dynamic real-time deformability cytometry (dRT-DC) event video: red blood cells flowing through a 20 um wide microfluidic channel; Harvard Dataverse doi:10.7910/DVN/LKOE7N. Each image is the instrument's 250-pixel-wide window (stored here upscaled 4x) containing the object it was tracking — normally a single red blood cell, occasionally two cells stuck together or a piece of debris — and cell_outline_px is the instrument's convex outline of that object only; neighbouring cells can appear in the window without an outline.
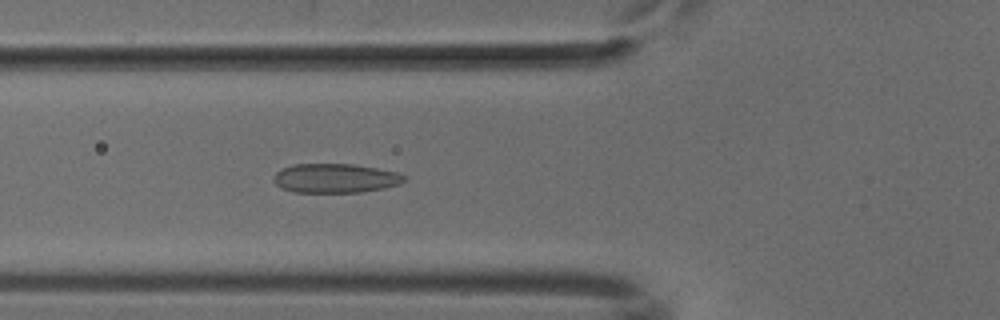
{"species": "common noctule bat (a hibernating species)", "species_latin": "Nyctalus noctula", "temperature_condition": "cold", "stored_images_in_passage": 40, "camera_frame_rate_fps": 3000, "um_per_image_px": 0.085, "animal": {"sex": "male", "body_mass_g": 18.8}, "frame": {"image": 1, "passage_image": 12, "time_ms": 3.667, "image_size_px": [1000, 320], "cell_outline_px": [[408, 180], [400, 184], [384, 188], [360, 192], [292, 192], [276, 184], [272, 180], [272, 176], [280, 168], [292, 164], [352, 164], [376, 168], [396, 172], [404, 176]], "centroid_in_image_um": [28.47, 15.14], "position_along_channel_um": 97.3, "area_um2": 22.31}}
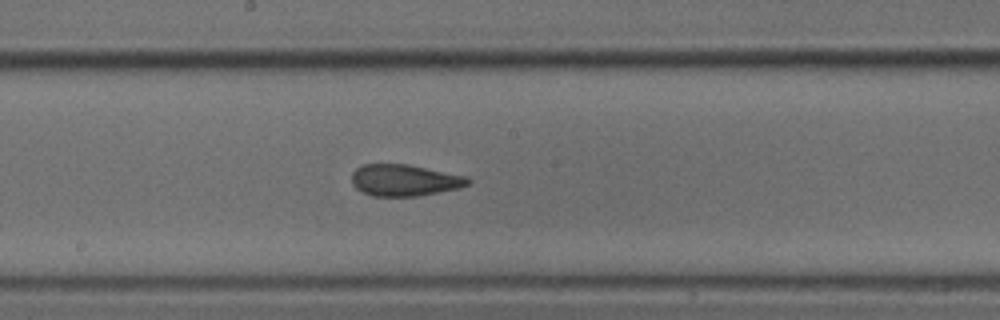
{"frame": {"image": 2, "passage_image": 21, "time_ms": 6.667, "image_size_px": [1000, 320], "cell_outline_px": [[472, 180], [468, 184], [460, 188], [416, 196], [372, 196], [356, 188], [352, 184], [352, 172], [356, 168], [364, 164], [408, 164], [468, 176]], "centroid_in_image_um": [34.4, 15.31], "position_along_channel_um": 213.8, "area_um2": 21.44}}
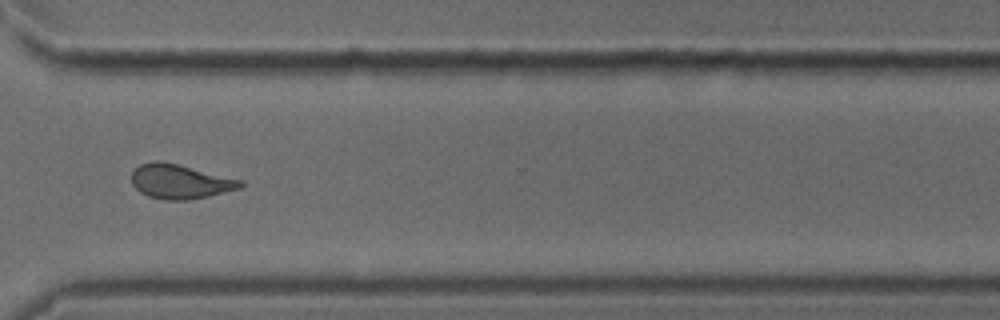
{"frame": {"image": 3, "passage_image": 32, "time_ms": 10.333, "image_size_px": [1000, 320], "cell_outline_px": [[244, 184], [240, 188], [208, 196], [188, 200], [164, 200], [148, 196], [140, 192], [132, 184], [132, 172], [140, 164], [156, 160], [160, 160], [180, 164], [244, 180]], "centroid_in_image_um": [15.32, 15.42], "position_along_channel_um": 355.3, "area_um2": 22.02}}